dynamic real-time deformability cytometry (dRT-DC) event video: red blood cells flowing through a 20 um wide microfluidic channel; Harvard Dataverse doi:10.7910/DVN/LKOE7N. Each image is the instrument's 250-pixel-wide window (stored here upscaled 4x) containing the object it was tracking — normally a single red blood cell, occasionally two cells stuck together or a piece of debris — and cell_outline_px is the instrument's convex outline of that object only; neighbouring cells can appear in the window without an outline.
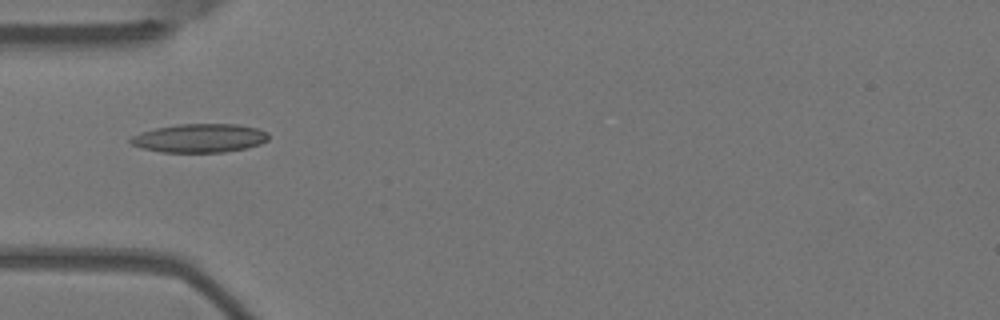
{"species": "Egyptian fruit bat (a non-hibernating species)", "species_latin": "Rousettus aegyptiacus", "temperature_condition": "warm", "stored_images_in_passage": 2, "camera_frame_rate_fps": 3000, "um_per_image_px": 0.085, "animal": {"sex": "female"}, "frame": {"image": 1, "passage_image": 1, "time_ms": 0.0, "image_size_px": [1000, 320], "cell_outline_px": [[268, 140], [260, 144], [248, 148], [224, 152], [160, 152], [144, 148], [132, 144], [128, 140], [132, 136], [140, 132], [156, 128], [180, 124], [236, 124], [256, 128], [268, 132]], "centroid_in_image_um": [16.99, 11.74], "position_along_channel_um": 68.0, "area_um2": 23.0}}
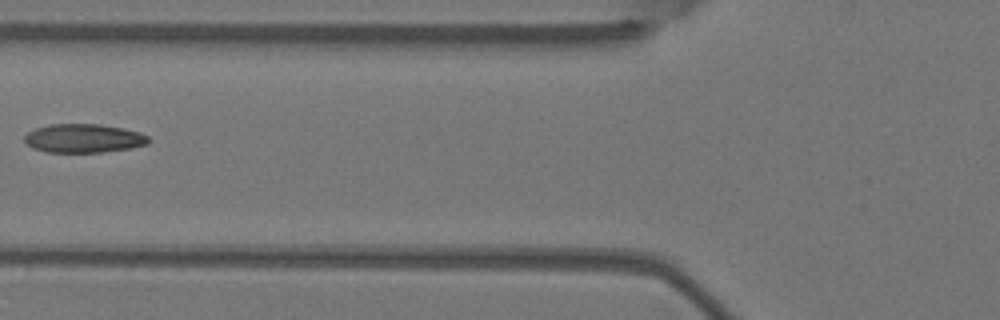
{"frame": {"image": 2, "passage_image": 2, "time_ms": 0.333, "image_size_px": [1000, 320], "cell_outline_px": [[148, 144], [132, 148], [100, 152], [48, 152], [32, 148], [24, 140], [24, 136], [28, 132], [36, 128], [48, 124], [100, 124], [124, 128], [140, 132], [148, 136]], "centroid_in_image_um": [7.11, 11.75], "position_along_channel_um": 118.7, "area_um2": 20.81}}